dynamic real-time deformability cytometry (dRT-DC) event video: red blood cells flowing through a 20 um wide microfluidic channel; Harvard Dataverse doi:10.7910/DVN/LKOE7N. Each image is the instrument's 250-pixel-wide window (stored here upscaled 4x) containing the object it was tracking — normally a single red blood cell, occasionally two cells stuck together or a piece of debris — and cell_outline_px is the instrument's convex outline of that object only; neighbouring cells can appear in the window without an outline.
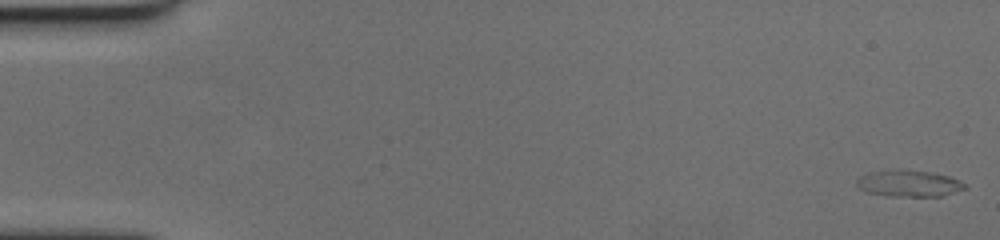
{"species": "human", "species_latin": "Homo sapiens", "temperature_condition": "cold", "stored_images_in_passage": 17, "camera_frame_rate_fps": 3000, "um_per_image_px": 0.085, "donor": {"sex": "female"}, "frame": {"image": 1, "passage_image": 1, "time_ms": 0.0, "image_size_px": [1000, 240], "cell_outline_px": [[968, 188], [944, 196], [888, 196], [864, 192], [856, 188], [856, 180], [860, 176], [868, 172], [900, 168], [932, 172], [948, 176], [960, 180], [968, 184]], "centroid_in_image_um": [77.24, 15.58], "position_along_channel_um": 7.8, "area_um2": 17.34}}
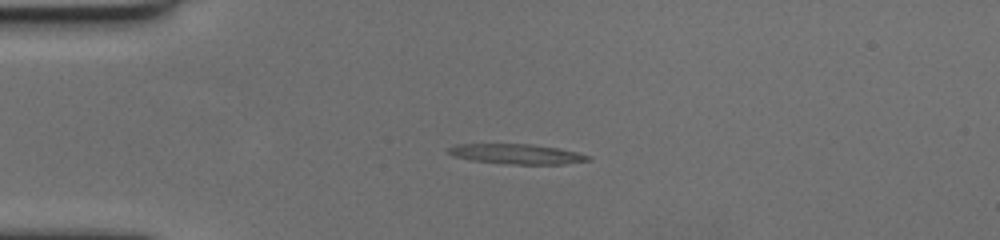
{"frame": {"image": 2, "passage_image": 15, "time_ms": 4.667, "image_size_px": [1000, 240], "cell_outline_px": [[592, 160], [564, 164], [504, 164], [472, 160], [452, 156], [448, 152], [448, 148], [456, 144], [532, 144], [560, 148], [592, 156]], "centroid_in_image_um": [43.94, 13.09], "position_along_channel_um": 41.1, "area_um2": 16.42}}